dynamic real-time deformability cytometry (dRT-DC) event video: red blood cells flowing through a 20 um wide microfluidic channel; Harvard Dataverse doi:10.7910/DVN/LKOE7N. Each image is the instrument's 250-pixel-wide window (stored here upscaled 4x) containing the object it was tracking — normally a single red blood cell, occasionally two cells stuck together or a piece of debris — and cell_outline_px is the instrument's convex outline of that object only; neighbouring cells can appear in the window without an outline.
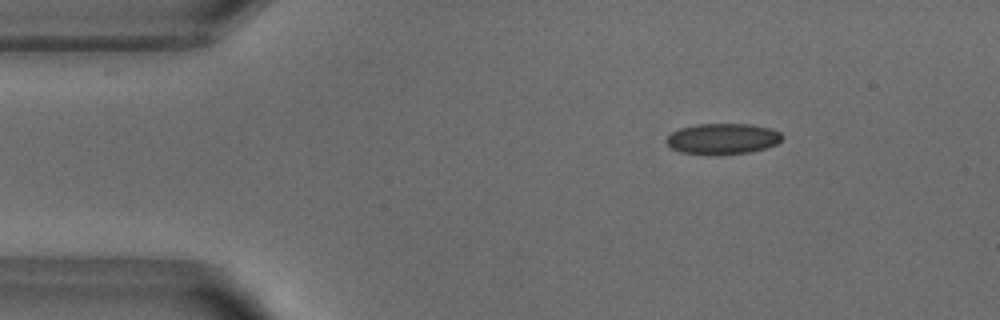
{"species": "common noctule bat (a hibernating species)", "species_latin": "Nyctalus noctula", "temperature_condition": "warm", "stored_images_in_passage": 43, "camera_frame_rate_fps": 3000, "um_per_image_px": 0.085, "animal": {"sex": "male", "body_mass_g": 18.8}, "frame": {"image": 1, "passage_image": 2, "time_ms": 0.333, "image_size_px": [1000, 320], "cell_outline_px": [[784, 136], [776, 144], [764, 148], [748, 152], [680, 152], [672, 148], [664, 140], [672, 132], [680, 128], [696, 124], [752, 124], [768, 128], [780, 132]], "centroid_in_image_um": [61.43, 11.74], "position_along_channel_um": 23.6, "area_um2": 19.94}}
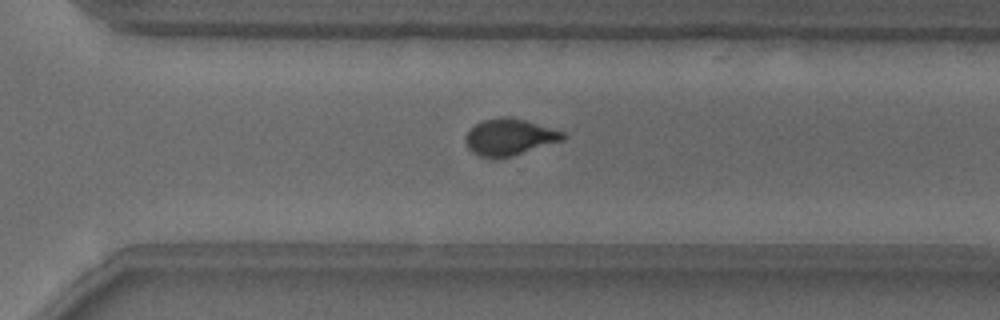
{"frame": {"image": 2, "passage_image": 30, "time_ms": 9.667, "image_size_px": [1000, 320], "cell_outline_px": [[568, 136], [564, 140], [512, 156], [480, 156], [472, 152], [468, 148], [464, 140], [464, 136], [476, 124], [484, 120], [504, 116], [524, 120], [564, 132]], "centroid_in_image_um": [43.32, 11.64], "position_along_channel_um": 327.3, "area_um2": 20.35}}
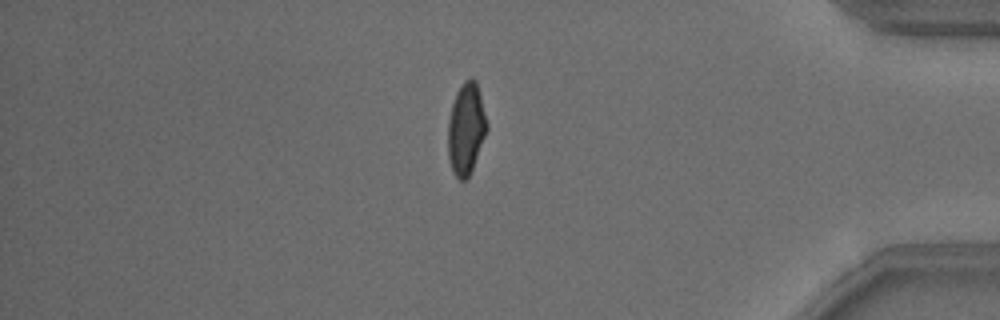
{"frame": {"image": 3, "passage_image": 38, "time_ms": 12.333, "image_size_px": [1000, 320], "cell_outline_px": [[488, 128], [468, 180], [460, 180], [452, 172], [448, 156], [448, 120], [452, 104], [456, 92], [464, 80], [472, 76], [476, 80], [488, 124]], "centroid_in_image_um": [39.61, 10.94], "position_along_channel_um": 395.6, "area_um2": 20.92}}